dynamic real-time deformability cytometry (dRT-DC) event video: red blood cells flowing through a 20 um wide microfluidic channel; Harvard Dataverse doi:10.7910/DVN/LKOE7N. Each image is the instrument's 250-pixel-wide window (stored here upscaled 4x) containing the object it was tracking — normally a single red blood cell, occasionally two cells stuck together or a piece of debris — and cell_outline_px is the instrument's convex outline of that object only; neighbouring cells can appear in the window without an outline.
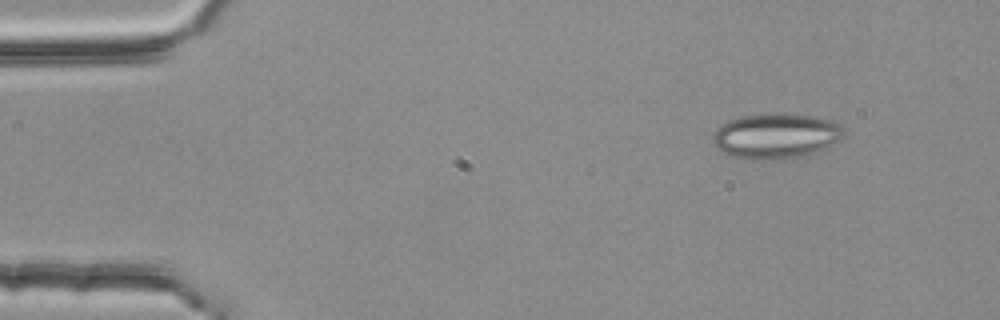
{"species": "common noctule bat (a hibernating species)", "species_latin": "Nyctalus noctula", "temperature_condition": "room temperature", "stored_images_in_passage": 3, "camera_frame_rate_fps": 3000, "um_per_image_px": 0.085, "animal": {"sex": "female", "body_mass_g": 25.1}, "frame": {"image": 1, "passage_image": 1, "time_ms": 0.0, "image_size_px": [1000, 320], "cell_outline_px": [[844, 136], [840, 140], [832, 144], [812, 152], [800, 156], [764, 160], [748, 160], [732, 156], [716, 148], [712, 144], [712, 132], [720, 124], [728, 120], [740, 116], [812, 116], [832, 120], [844, 128]], "centroid_in_image_um": [65.88, 11.59], "position_along_channel_um": 19.1, "area_um2": 33.76}}
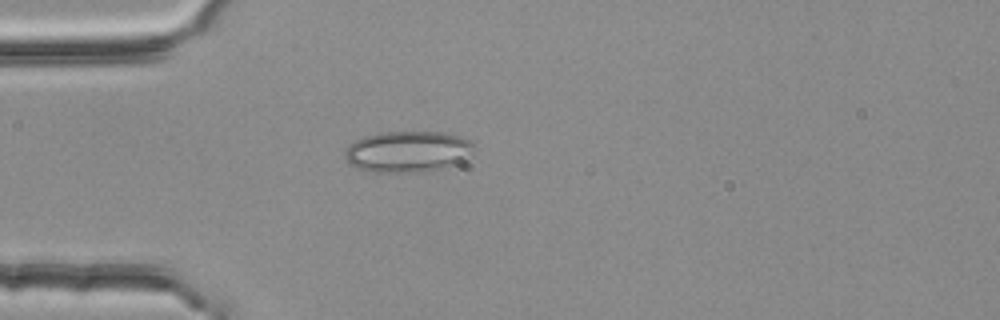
{"frame": {"image": 2, "passage_image": 3, "time_ms": 0.667, "image_size_px": [1000, 320], "cell_outline_px": [[476, 148], [472, 156], [456, 164], [444, 168], [424, 172], [372, 172], [356, 168], [348, 164], [344, 156], [344, 152], [356, 140], [364, 136], [380, 132], [444, 132], [468, 140]], "centroid_in_image_um": [34.67, 12.9], "position_along_channel_um": 50.3, "area_um2": 31.27}}